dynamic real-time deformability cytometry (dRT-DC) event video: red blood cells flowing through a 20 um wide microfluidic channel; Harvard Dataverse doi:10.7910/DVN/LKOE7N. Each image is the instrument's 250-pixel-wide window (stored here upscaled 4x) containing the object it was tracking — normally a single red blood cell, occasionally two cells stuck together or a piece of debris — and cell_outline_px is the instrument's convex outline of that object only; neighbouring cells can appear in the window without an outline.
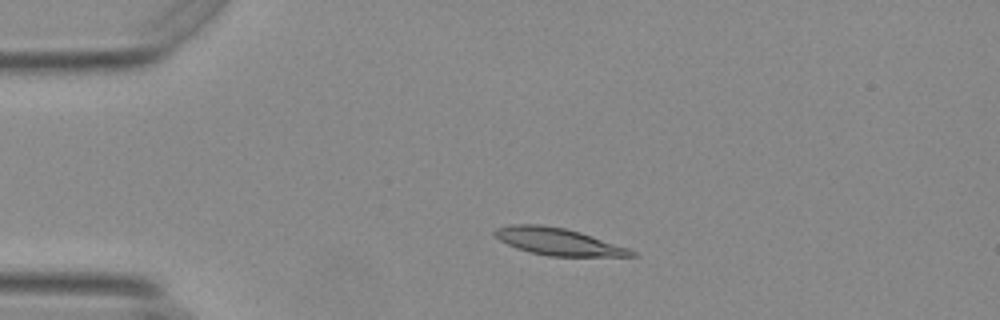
{"species": "Egyptian fruit bat (a non-hibernating species)", "species_latin": "Rousettus aegyptiacus", "temperature_condition": "warm", "stored_images_in_passage": 44, "camera_frame_rate_fps": 3000, "um_per_image_px": 0.085, "animal": {"sex": "female"}, "frame": {"image": 1, "passage_image": 1, "time_ms": 0.0, "image_size_px": [1000, 320], "cell_outline_px": [[640, 256], [548, 256], [528, 252], [516, 248], [500, 240], [492, 232], [496, 228], [508, 224], [540, 224], [564, 228], [580, 232], [628, 248], [636, 252]], "centroid_in_image_um": [47.41, 20.53], "position_along_channel_um": 37.6, "area_um2": 21.56}}
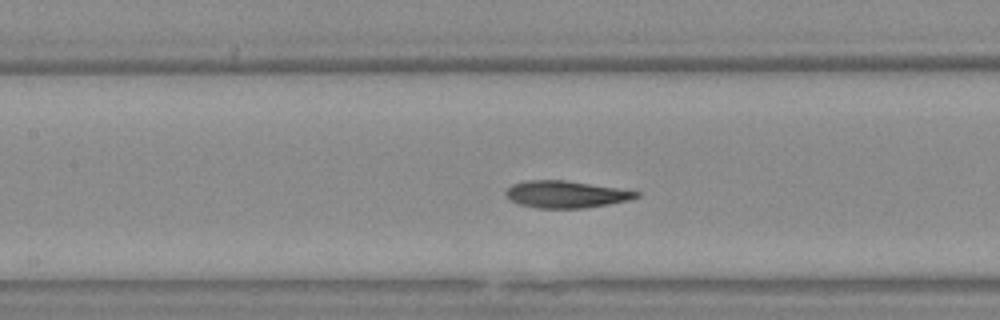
{"frame": {"image": 2, "passage_image": 14, "time_ms": 4.333, "image_size_px": [1000, 320], "cell_outline_px": [[640, 196], [628, 200], [608, 204], [584, 208], [536, 208], [520, 204], [512, 200], [504, 192], [512, 184], [528, 180], [564, 180], [616, 188], [640, 192]], "centroid_in_image_um": [48.09, 16.52], "position_along_channel_um": 159.3, "area_um2": 20.23}}
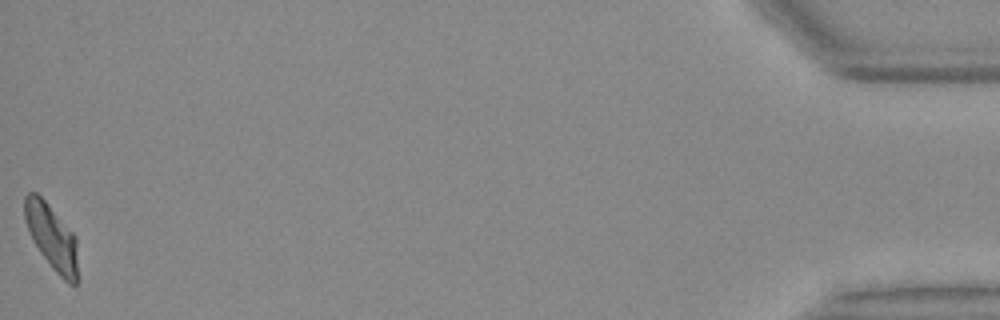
{"frame": {"image": 3, "passage_image": 44, "time_ms": 14.333, "image_size_px": [1000, 320], "cell_outline_px": [[76, 284], [68, 284], [52, 268], [40, 252], [32, 240], [24, 220], [24, 196], [28, 192], [36, 192], [44, 200], [76, 236]], "centroid_in_image_um": [4.36, 20.12], "position_along_channel_um": 430.8, "area_um2": 19.94}, "authors_computed_cell_mechanics": {"area_um2": 20.4034, "velocity_mm_per_s": 3.6973, "shape_relaxation_time_tau1_ms": 3.7358, "shape_relaxation_time_tau2_ms": 2.001, "deformation_change_tau1": 0.1595, "deformation_change_tau2": 0.0774}}